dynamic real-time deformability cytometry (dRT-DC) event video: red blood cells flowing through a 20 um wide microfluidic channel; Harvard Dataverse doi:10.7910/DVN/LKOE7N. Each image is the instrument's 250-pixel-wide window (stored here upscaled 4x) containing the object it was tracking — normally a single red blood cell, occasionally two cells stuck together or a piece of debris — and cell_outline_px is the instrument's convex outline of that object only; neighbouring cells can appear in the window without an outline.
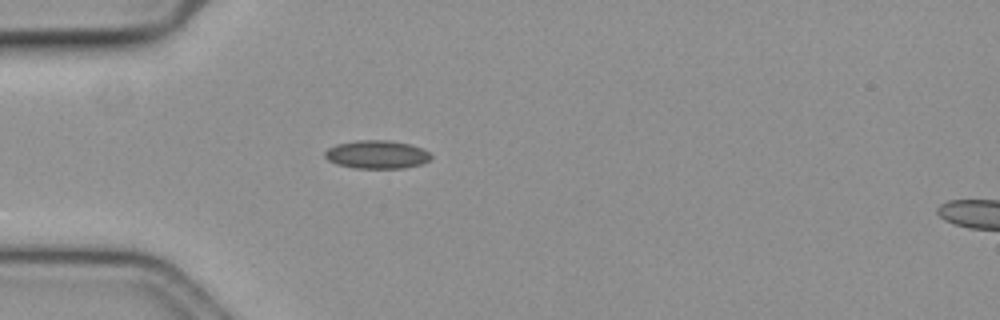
{"species": "common noctule bat (a hibernating species)", "species_latin": "Nyctalus noctula", "temperature_condition": "cold", "stored_images_in_passage": 33, "camera_frame_rate_fps": 3000, "um_per_image_px": 0.085, "animal": {"sex": "female", "body_mass_g": 19.3, "forearm_length_mm": 54.1}, "frame": {"image": 1, "passage_image": 1, "time_ms": 0.0, "image_size_px": [1000, 320], "cell_outline_px": [[432, 156], [428, 160], [420, 164], [404, 168], [356, 168], [336, 164], [328, 160], [324, 156], [324, 152], [328, 148], [336, 144], [356, 140], [392, 140], [412, 144], [424, 148]], "centroid_in_image_um": [32.03, 13.12], "position_along_channel_um": 53.0, "area_um2": 17.63}}
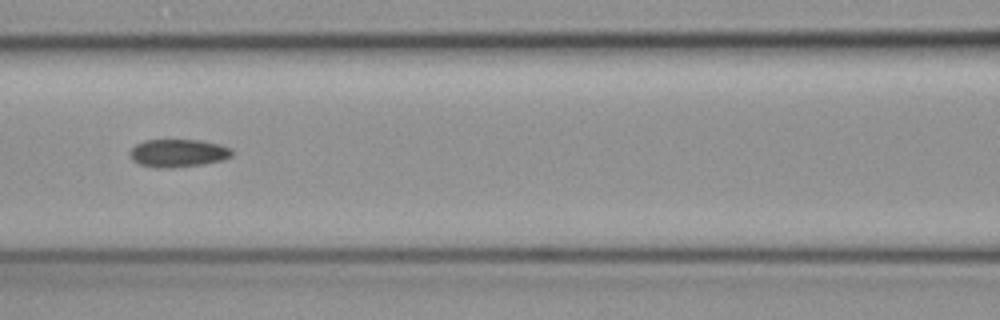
{"frame": {"image": 2, "passage_image": 10, "time_ms": 3.0, "image_size_px": [1000, 320], "cell_outline_px": [[232, 156], [224, 160], [204, 164], [172, 168], [156, 168], [140, 164], [132, 160], [128, 156], [128, 152], [136, 144], [144, 140], [200, 140], [220, 144], [232, 148]], "centroid_in_image_um": [15.13, 13.02], "position_along_channel_um": 151.5, "area_um2": 16.88}}
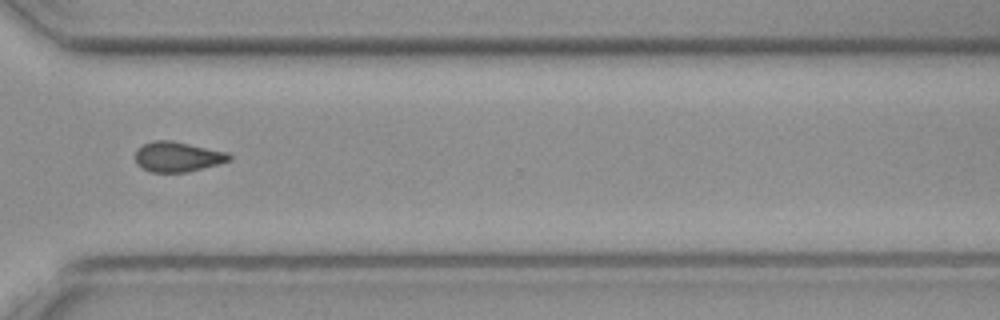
{"frame": {"image": 3, "passage_image": 27, "time_ms": 8.667, "image_size_px": [1000, 320], "cell_outline_px": [[232, 160], [220, 164], [188, 172], [152, 172], [136, 164], [136, 148], [144, 144], [156, 140], [172, 140], [228, 152], [232, 156]], "centroid_in_image_um": [15.13, 13.32], "position_along_channel_um": 355.5, "area_um2": 16.59}, "authors_computed_cell_mechanics": {"area_um2": 16.7042, "velocity_mm_per_s": 3.6027, "shape_relaxation_time_tau1_ms": null, "shape_relaxation_time_tau2_ms": 4.542, "deformation_change_tau1": null, "deformation_change_tau2": 0.0906}}